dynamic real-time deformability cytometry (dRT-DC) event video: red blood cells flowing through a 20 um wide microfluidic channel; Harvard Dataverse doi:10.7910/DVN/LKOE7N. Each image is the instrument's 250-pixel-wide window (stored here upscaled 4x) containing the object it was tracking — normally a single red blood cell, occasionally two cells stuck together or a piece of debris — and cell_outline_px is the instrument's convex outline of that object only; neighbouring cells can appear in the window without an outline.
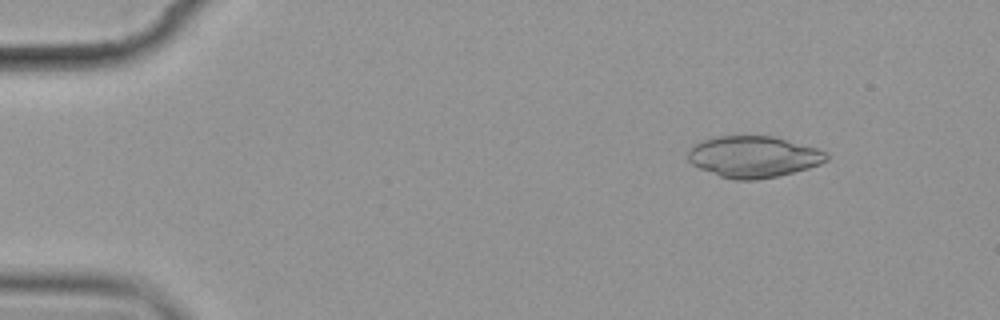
{"species": "common noctule bat (a hibernating species)", "species_latin": "Nyctalus noctula", "temperature_condition": "cold", "stored_images_in_passage": 3, "camera_frame_rate_fps": 3000, "um_per_image_px": 0.085, "animal": {"sex": "female", "body_mass_g": 19.9}, "frame": {"image": 1, "passage_image": 1, "time_ms": 0.0, "image_size_px": [1000, 320], "cell_outline_px": [[828, 160], [820, 164], [808, 168], [776, 176], [756, 180], [732, 180], [720, 176], [700, 168], [692, 164], [688, 160], [688, 148], [704, 140], [716, 136], [772, 136], [816, 148], [828, 152]], "centroid_in_image_um": [64.04, 13.33], "position_along_channel_um": 21.0, "area_um2": 33.23}}